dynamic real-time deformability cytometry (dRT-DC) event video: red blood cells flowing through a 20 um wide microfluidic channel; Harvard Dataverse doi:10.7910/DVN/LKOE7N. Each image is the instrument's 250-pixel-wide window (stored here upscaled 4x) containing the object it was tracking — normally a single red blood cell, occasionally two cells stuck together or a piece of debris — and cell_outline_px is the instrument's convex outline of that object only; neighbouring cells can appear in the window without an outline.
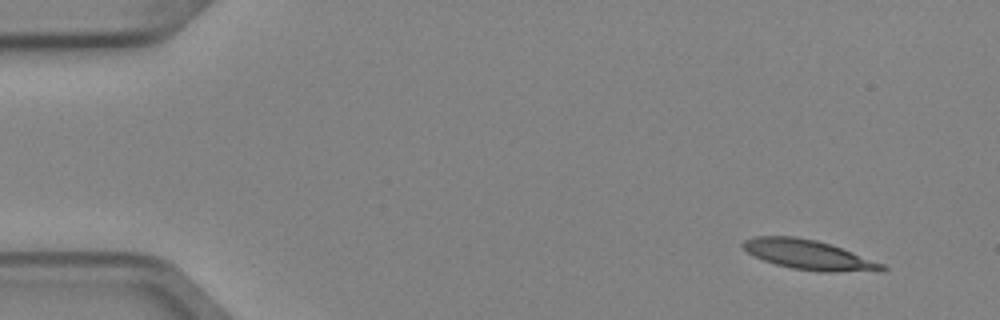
{"species": "Egyptian fruit bat (a non-hibernating species)", "species_latin": "Rousettus aegyptiacus", "temperature_condition": "cold", "stored_images_in_passage": 5, "segment_of_instrument_passage": [1, 2], "camera_frame_rate_fps": 3000, "um_per_image_px": 0.085, "animal": {"sex": "female"}, "frame": {"image": 1, "passage_image": 1, "time_ms": 0.0, "image_size_px": [1000, 320], "cell_outline_px": [[888, 268], [884, 272], [820, 272], [792, 268], [776, 264], [764, 260], [748, 252], [740, 244], [744, 240], [752, 236], [796, 236], [816, 240], [832, 244], [884, 264]], "centroid_in_image_um": [68.8, 21.66], "position_along_channel_um": 16.2, "area_um2": 24.33}}
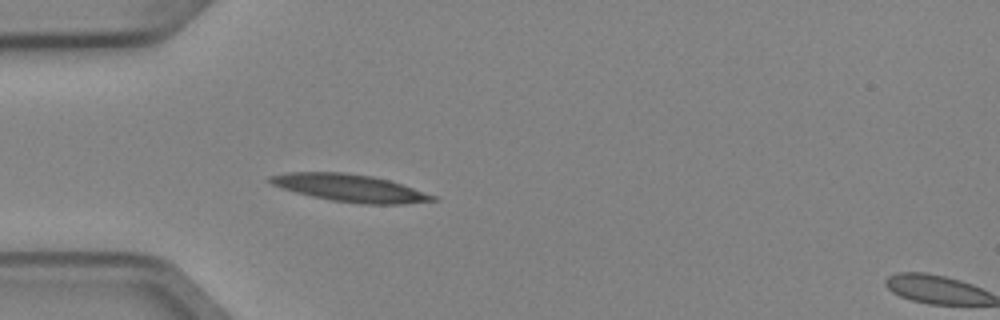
{"frame": {"image": 2, "passage_image": 4, "time_ms": 1.0, "image_size_px": [1000, 320], "cell_outline_px": [[436, 200], [400, 204], [360, 204], [332, 200], [312, 196], [296, 192], [272, 184], [268, 180], [268, 176], [288, 172], [344, 172], [372, 176], [388, 180], [436, 196]], "centroid_in_image_um": [29.71, 15.97], "position_along_channel_um": 55.3, "area_um2": 25.55}}